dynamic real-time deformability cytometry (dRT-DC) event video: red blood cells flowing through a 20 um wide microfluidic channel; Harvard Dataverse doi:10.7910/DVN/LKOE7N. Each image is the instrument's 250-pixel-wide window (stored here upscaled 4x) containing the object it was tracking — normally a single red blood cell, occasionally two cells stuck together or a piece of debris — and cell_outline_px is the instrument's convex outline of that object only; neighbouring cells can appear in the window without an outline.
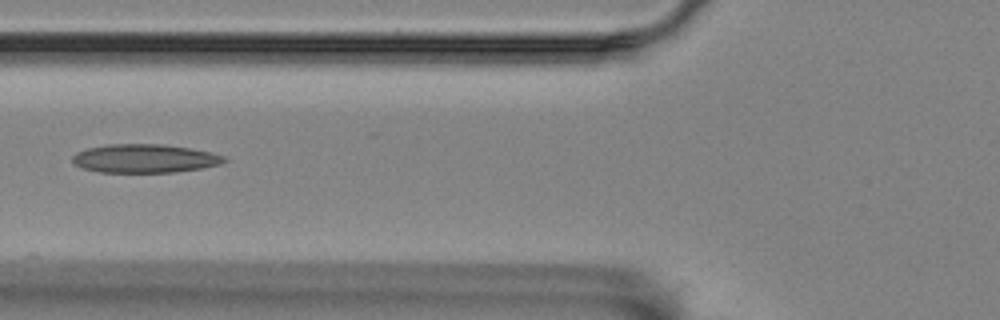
{"species": "Egyptian fruit bat (a non-hibernating species)", "species_latin": "Rousettus aegyptiacus", "temperature_condition": "room temperature", "stored_images_in_passage": 7, "camera_frame_rate_fps": 3000, "um_per_image_px": 0.085, "animal": {"sex": "female"}, "frame": {"image": 1, "passage_image": 3, "time_ms": 0.667, "image_size_px": [1000, 320], "cell_outline_px": [[228, 160], [220, 164], [200, 168], [172, 172], [100, 172], [84, 168], [72, 164], [72, 156], [76, 152], [88, 148], [108, 144], [160, 144], [188, 148], [212, 152], [224, 156]], "centroid_in_image_um": [12.27, 13.47], "position_along_channel_um": 113.5, "area_um2": 25.14}}
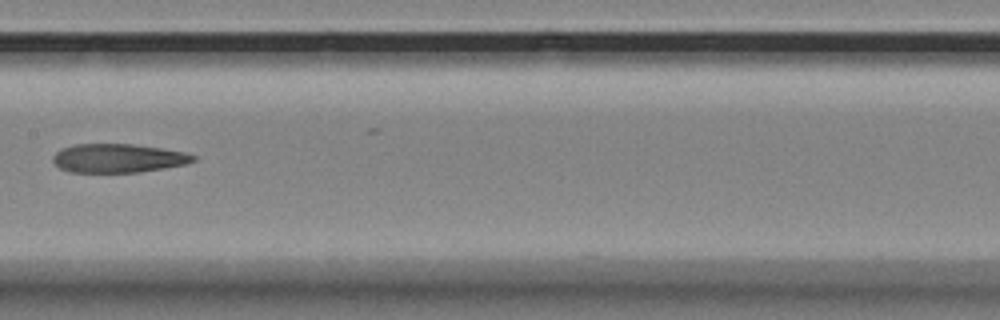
{"frame": {"image": 2, "passage_image": 5, "time_ms": 1.333, "image_size_px": [1000, 320], "cell_outline_px": [[196, 160], [184, 164], [164, 168], [140, 172], [68, 172], [60, 168], [52, 160], [52, 156], [60, 148], [76, 144], [132, 144], [160, 148], [184, 152], [196, 156]], "centroid_in_image_um": [10.0, 13.44], "position_along_channel_um": 197.4, "area_um2": 23.47}}
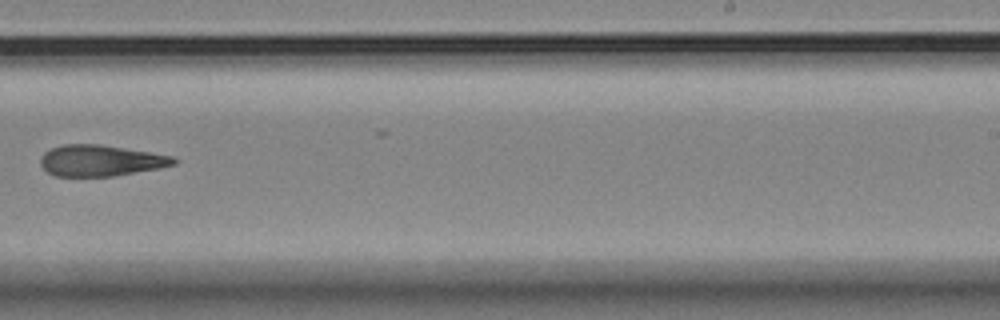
{"frame": {"image": 3, "passage_image": 7, "time_ms": 2.0, "image_size_px": [1000, 320], "cell_outline_px": [[176, 164], [160, 168], [112, 176], [56, 176], [48, 172], [40, 164], [40, 156], [44, 152], [52, 148], [64, 144], [100, 144], [172, 156], [176, 160]], "centroid_in_image_um": [8.52, 13.65], "position_along_channel_um": 280.5, "area_um2": 23.99}}